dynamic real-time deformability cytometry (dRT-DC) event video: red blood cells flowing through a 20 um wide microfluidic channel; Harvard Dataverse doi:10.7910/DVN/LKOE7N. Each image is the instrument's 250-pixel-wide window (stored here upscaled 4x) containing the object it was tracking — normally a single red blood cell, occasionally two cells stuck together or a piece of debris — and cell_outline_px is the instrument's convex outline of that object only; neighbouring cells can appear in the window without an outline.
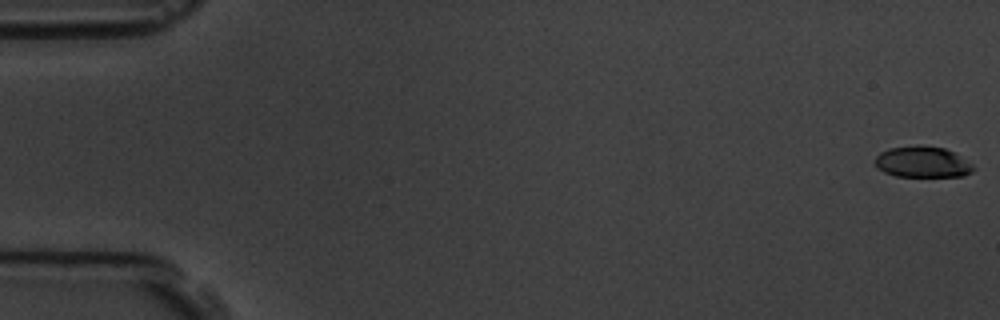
{"species": "common noctule bat (a hibernating species)", "species_latin": "Nyctalus noctula", "temperature_condition": "room temperature", "stored_images_in_passage": 6, "camera_frame_rate_fps": 3000, "um_per_image_px": 0.085, "animal": {"sex": "male", "body_mass_g": 19.5, "forearm_length_mm": 54.6}, "frame": {"image": 1, "passage_image": 1, "time_ms": 0.0, "image_size_px": [1000, 320], "cell_outline_px": [[976, 168], [972, 172], [964, 176], [896, 176], [884, 172], [876, 168], [876, 156], [880, 152], [888, 148], [916, 144], [920, 144], [944, 148], [956, 152], [972, 164]], "centroid_in_image_um": [78.43, 13.75], "position_along_channel_um": 6.6, "area_um2": 18.15}}
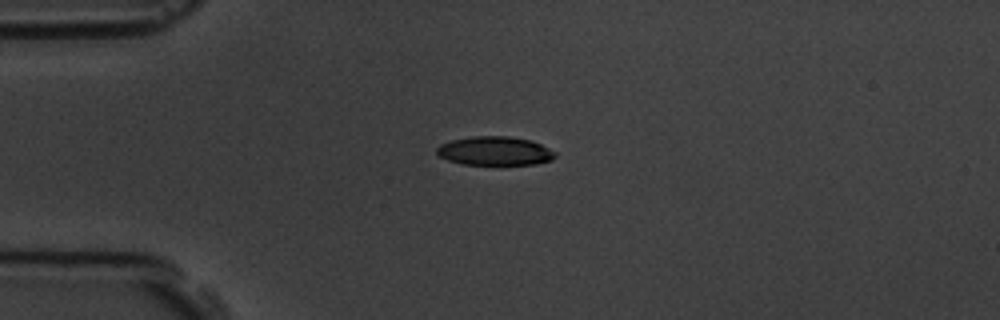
{"frame": {"image": 2, "passage_image": 5, "time_ms": 4.667, "image_size_px": [1000, 320], "cell_outline_px": [[556, 156], [552, 160], [536, 164], [460, 164], [448, 160], [440, 156], [436, 152], [436, 148], [440, 144], [452, 140], [472, 136], [508, 136], [532, 140], [556, 152]], "centroid_in_image_um": [42.06, 12.82], "position_along_channel_um": 42.9, "area_um2": 19.88}}